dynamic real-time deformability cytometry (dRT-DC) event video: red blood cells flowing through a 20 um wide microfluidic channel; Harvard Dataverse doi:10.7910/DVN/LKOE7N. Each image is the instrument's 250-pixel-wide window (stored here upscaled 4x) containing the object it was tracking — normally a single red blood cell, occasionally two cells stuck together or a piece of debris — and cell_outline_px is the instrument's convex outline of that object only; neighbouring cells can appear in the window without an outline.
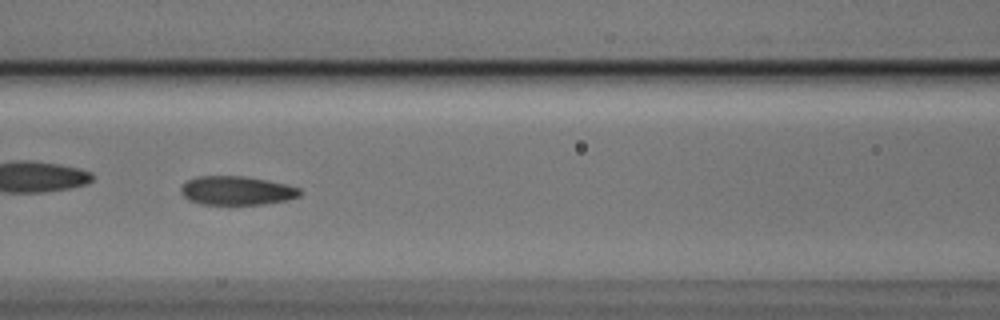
{"species": "Egyptian fruit bat (a non-hibernating species)", "species_latin": "Rousettus aegyptiacus", "temperature_condition": "cold", "stored_images_in_passage": 9, "camera_frame_rate_fps": 3000, "um_per_image_px": 0.085, "animal": {"sex": "male"}, "frame": {"image": 1, "passage_image": 6, "time_ms": 1.667, "image_size_px": [1000, 320], "cell_outline_px": [[304, 192], [300, 196], [288, 200], [264, 204], [200, 204], [188, 200], [180, 192], [180, 188], [188, 180], [200, 176], [244, 176], [288, 184], [300, 188]], "centroid_in_image_um": [20.16, 16.2], "position_along_channel_um": 146.4, "area_um2": 20.11}}
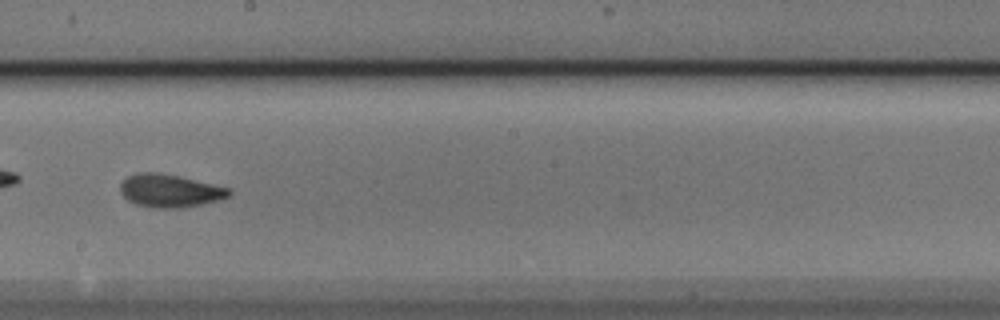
{"frame": {"image": 2, "passage_image": 8, "time_ms": 2.333, "image_size_px": [1000, 320], "cell_outline_px": [[232, 196], [220, 200], [180, 208], [156, 208], [136, 204], [128, 200], [120, 192], [120, 184], [128, 176], [136, 172], [156, 172], [180, 176], [232, 188]], "centroid_in_image_um": [14.48, 16.2], "position_along_channel_um": 233.7, "area_um2": 21.1}}
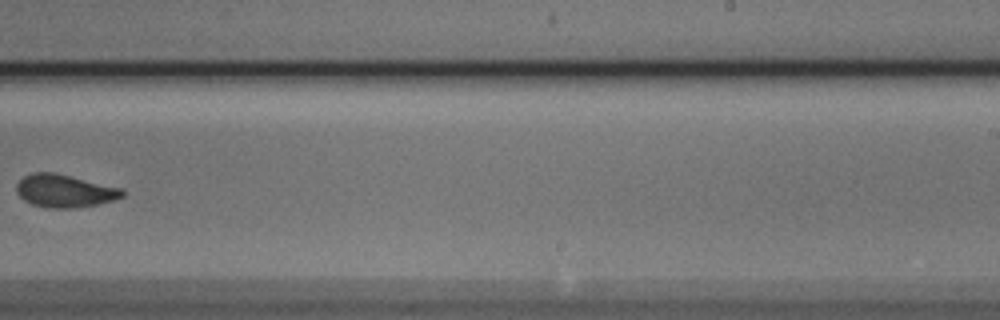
{"frame": {"image": 3, "passage_image": 9, "time_ms": 2.667, "image_size_px": [1000, 320], "cell_outline_px": [[124, 196], [112, 200], [96, 204], [72, 208], [48, 208], [32, 204], [24, 200], [16, 192], [16, 184], [24, 176], [32, 172], [52, 172], [120, 188], [124, 192]], "centroid_in_image_um": [5.43, 16.23], "position_along_channel_um": 283.6, "area_um2": 19.88}}